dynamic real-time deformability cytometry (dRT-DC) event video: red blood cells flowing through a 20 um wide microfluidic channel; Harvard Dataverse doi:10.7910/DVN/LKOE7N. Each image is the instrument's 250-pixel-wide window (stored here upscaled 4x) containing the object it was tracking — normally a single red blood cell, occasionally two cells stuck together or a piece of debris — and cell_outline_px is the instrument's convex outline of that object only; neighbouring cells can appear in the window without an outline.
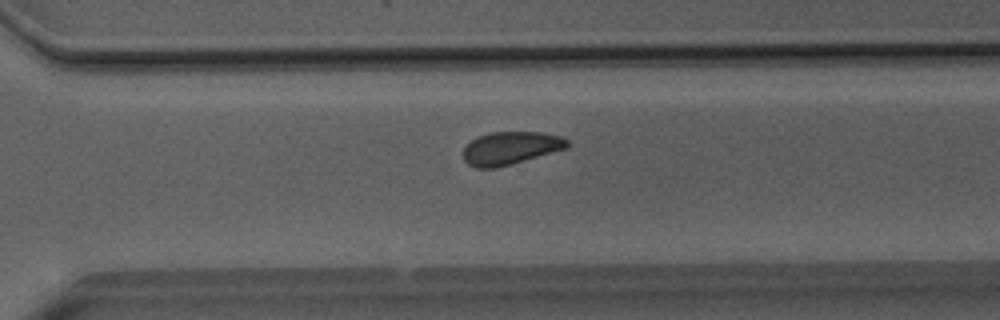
{"species": "Egyptian fruit bat (a non-hibernating species)", "species_latin": "Rousettus aegyptiacus", "temperature_condition": "room temperature", "stored_images_in_passage": 35, "camera_frame_rate_fps": 3000, "um_per_image_px": 0.085, "animal": {"sex": "male"}, "frame": {"image": 1, "passage_image": 20, "time_ms": 6.333, "image_size_px": [1000, 320], "cell_outline_px": [[568, 148], [496, 168], [476, 168], [468, 164], [464, 160], [464, 148], [476, 136], [492, 132], [540, 132], [560, 136], [568, 140]], "centroid_in_image_um": [43.39, 12.58], "position_along_channel_um": 327.2, "area_um2": 19.83}}
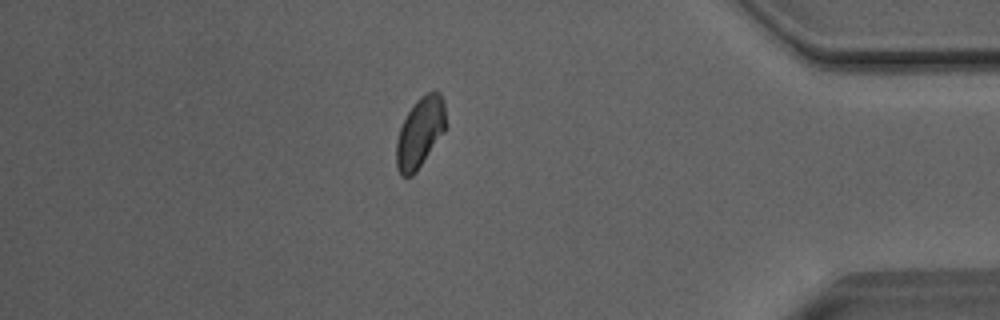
{"frame": {"image": 2, "passage_image": 28, "time_ms": 9.0, "image_size_px": [1000, 320], "cell_outline_px": [[444, 132], [416, 172], [412, 176], [400, 176], [396, 168], [396, 140], [400, 128], [412, 104], [420, 96], [436, 88], [440, 92], [444, 100]], "centroid_in_image_um": [35.68, 11.25], "position_along_channel_um": 399.5, "area_um2": 20.29}}
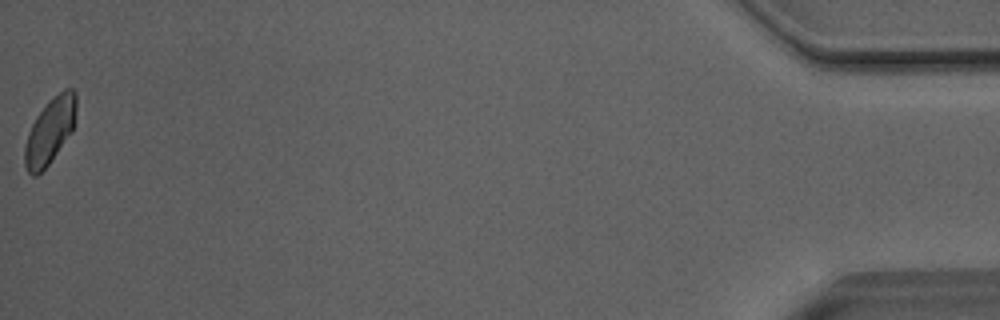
{"frame": {"image": 3, "passage_image": 35, "time_ms": 11.333, "image_size_px": [1000, 320], "cell_outline_px": [[76, 108], [72, 132], [48, 164], [36, 176], [32, 176], [28, 172], [24, 164], [24, 148], [28, 132], [36, 116], [64, 88], [72, 88], [76, 92]], "centroid_in_image_um": [4.24, 11.15], "position_along_channel_um": 431.0, "area_um2": 19.31}, "authors_computed_cell_mechanics": {"area_um2": 20.4034, "velocity_mm_per_s": 4.0268, "shape_relaxation_time_tau1_ms": 3.5399, "shape_relaxation_time_tau2_ms": 1.8935, "deformation_change_tau1": 0.0642, "deformation_change_tau2": 0.0583}}